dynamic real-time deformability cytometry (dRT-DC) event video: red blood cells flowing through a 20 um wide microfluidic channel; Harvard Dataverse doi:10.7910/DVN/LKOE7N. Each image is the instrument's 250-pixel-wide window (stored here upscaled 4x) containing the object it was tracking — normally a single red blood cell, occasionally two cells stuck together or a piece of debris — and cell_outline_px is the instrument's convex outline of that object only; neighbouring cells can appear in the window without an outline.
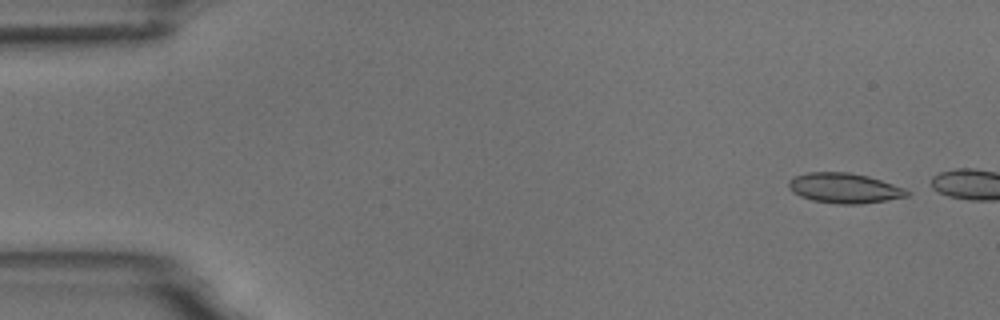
{"species": "common noctule bat (a hibernating species)", "species_latin": "Nyctalus noctula", "temperature_condition": "room temperature", "stored_images_in_passage": 2, "camera_frame_rate_fps": 3000, "um_per_image_px": 0.085, "animal": {"sex": "male", "body_mass_g": 18.8}, "frame": {"image": 1, "passage_image": 1, "time_ms": 0.0, "image_size_px": [1000, 320], "cell_outline_px": [[912, 192], [908, 196], [860, 204], [836, 204], [812, 200], [800, 196], [792, 192], [788, 184], [788, 180], [796, 176], [808, 172], [848, 172], [868, 176], [904, 188]], "centroid_in_image_um": [71.75, 15.99], "position_along_channel_um": 13.2, "area_um2": 20.63}}